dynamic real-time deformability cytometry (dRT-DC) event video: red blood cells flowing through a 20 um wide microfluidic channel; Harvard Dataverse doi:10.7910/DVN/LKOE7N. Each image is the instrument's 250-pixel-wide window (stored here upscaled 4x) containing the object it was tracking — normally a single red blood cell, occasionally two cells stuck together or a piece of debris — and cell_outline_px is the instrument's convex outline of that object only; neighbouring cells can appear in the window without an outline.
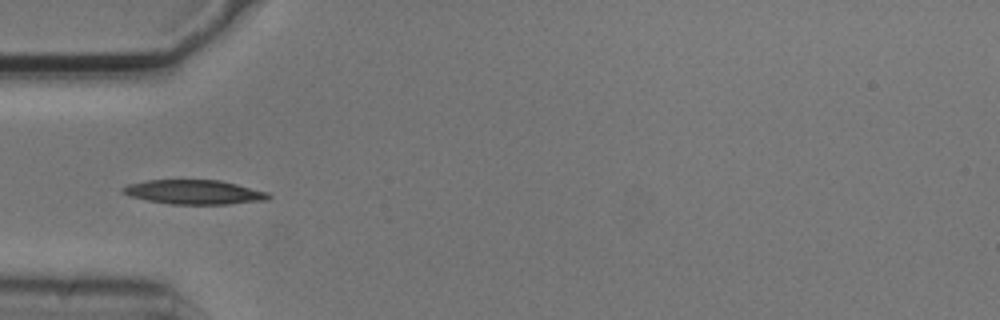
{"species": "common noctule bat (a hibernating species)", "species_latin": "Nyctalus noctula", "temperature_condition": "cold", "stored_images_in_passage": 6, "camera_frame_rate_fps": 3000, "um_per_image_px": 0.085, "animal": {"sex": "male", "body_mass_g": 20.5, "forearm_length_mm": 52.5}, "frame": {"image": 1, "passage_image": 4, "time_ms": 1.0, "image_size_px": [1000, 320], "cell_outline_px": [[272, 196], [268, 200], [228, 204], [172, 204], [148, 200], [128, 196], [120, 192], [120, 188], [128, 184], [148, 180], [220, 180], [268, 192]], "centroid_in_image_um": [16.48, 16.33], "position_along_channel_um": 68.5, "area_um2": 20.69}}
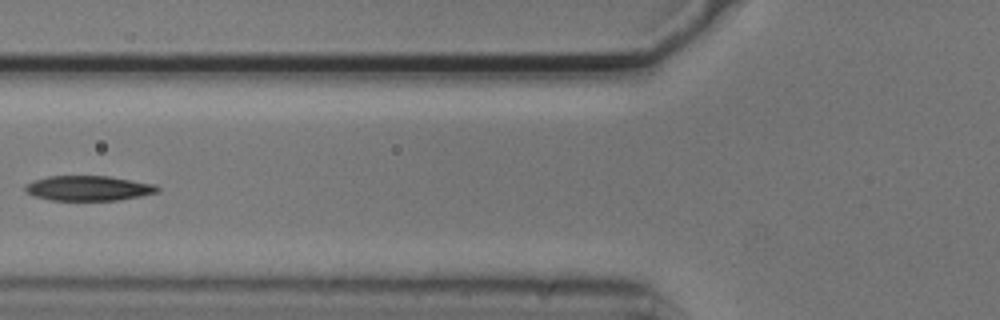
{"frame": {"image": 2, "passage_image": 5, "time_ms": 1.333, "image_size_px": [1000, 320], "cell_outline_px": [[160, 192], [140, 196], [116, 200], [48, 200], [32, 196], [24, 192], [24, 188], [32, 180], [48, 176], [108, 176], [156, 184], [160, 188]], "centroid_in_image_um": [7.5, 16.0], "position_along_channel_um": 118.3, "area_um2": 19.42}}